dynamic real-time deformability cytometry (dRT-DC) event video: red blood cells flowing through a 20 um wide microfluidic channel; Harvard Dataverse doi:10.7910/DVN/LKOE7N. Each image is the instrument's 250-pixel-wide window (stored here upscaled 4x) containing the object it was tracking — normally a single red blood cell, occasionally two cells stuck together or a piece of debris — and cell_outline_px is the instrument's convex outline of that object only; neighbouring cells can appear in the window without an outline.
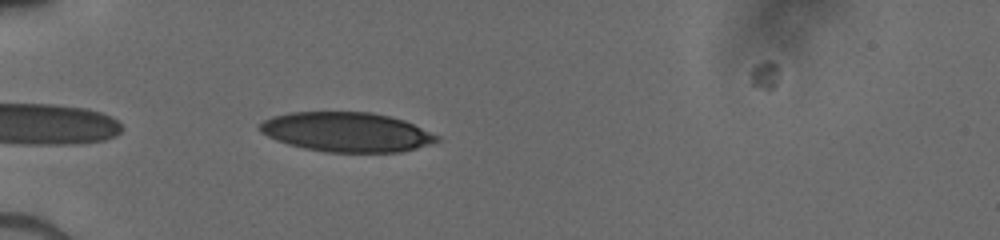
{"species": "human", "species_latin": "Homo sapiens", "temperature_condition": "cold", "stored_images_in_passage": 7, "camera_frame_rate_fps": 3000, "um_per_image_px": 0.085, "donor": {"sex": "male"}, "frame": {"image": 1, "passage_image": 5, "time_ms": 2.667, "image_size_px": [1000, 240], "cell_outline_px": [[440, 140], [416, 148], [400, 152], [324, 152], [304, 148], [288, 144], [276, 140], [260, 132], [260, 124], [264, 120], [272, 116], [288, 112], [372, 112], [404, 120], [440, 136]], "centroid_in_image_um": [29.45, 11.22], "position_along_channel_um": 55.6, "area_um2": 40.75}}
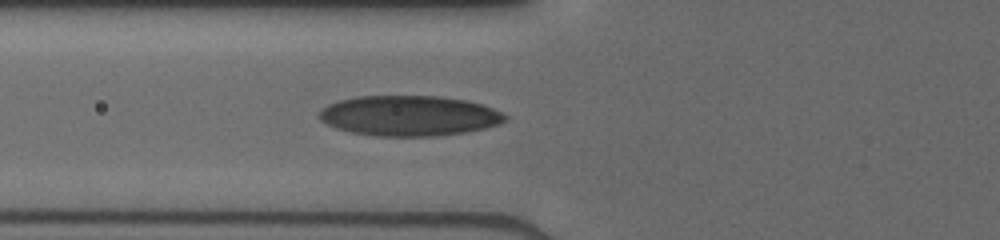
{"frame": {"image": 2, "passage_image": 7, "time_ms": 4.0, "image_size_px": [1000, 240], "cell_outline_px": [[508, 120], [500, 124], [484, 128], [464, 132], [436, 136], [380, 136], [352, 132], [336, 128], [320, 120], [320, 112], [328, 104], [340, 100], [356, 96], [436, 96], [464, 100], [480, 104], [492, 108], [508, 116]], "centroid_in_image_um": [34.79, 9.84], "position_along_channel_um": 91.0, "area_um2": 43.35}}